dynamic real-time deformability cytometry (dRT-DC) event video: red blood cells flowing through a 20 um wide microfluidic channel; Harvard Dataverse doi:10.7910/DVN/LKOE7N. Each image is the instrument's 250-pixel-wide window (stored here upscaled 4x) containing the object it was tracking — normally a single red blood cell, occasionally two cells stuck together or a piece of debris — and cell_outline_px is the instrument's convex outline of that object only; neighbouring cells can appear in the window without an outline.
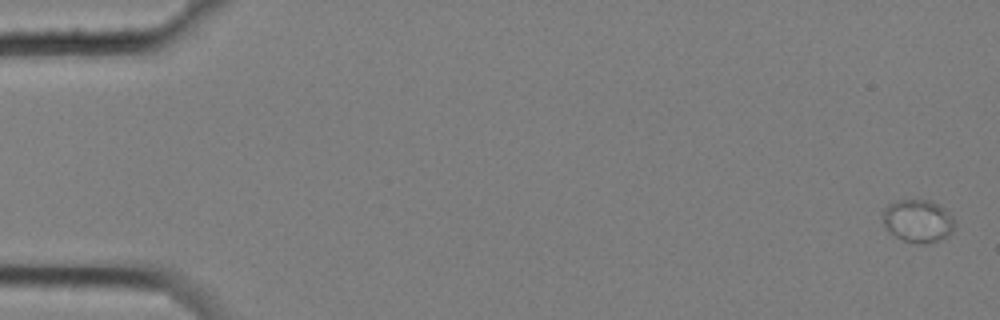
{"species": "common noctule bat (a hibernating species)", "species_latin": "Nyctalus noctula", "temperature_condition": "cold", "stored_images_in_passage": 4, "camera_frame_rate_fps": 3000, "um_per_image_px": 0.085, "animal": {"sex": "female", "body_mass_g": 25.1}, "frame": {"image": 1, "passage_image": 1, "time_ms": 0.0, "image_size_px": [1000, 320], "cell_outline_px": [[956, 220], [952, 232], [936, 240], [924, 244], [904, 240], [896, 236], [884, 224], [884, 208], [888, 204], [896, 200], [932, 200], [944, 208]], "centroid_in_image_um": [78.05, 18.74], "position_along_channel_um": 7.0, "area_um2": 17.57}}
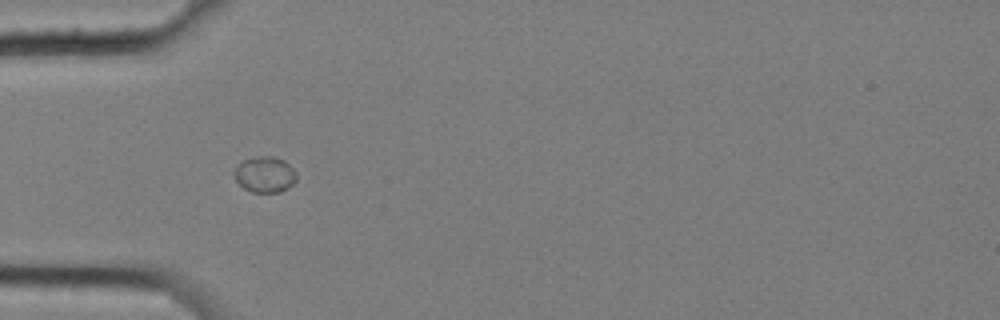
{"frame": {"image": 2, "passage_image": 3, "time_ms": 0.667, "image_size_px": [1000, 320], "cell_outline_px": [[296, 180], [288, 188], [280, 192], [252, 192], [244, 188], [236, 180], [232, 172], [244, 160], [260, 156], [272, 156], [284, 160], [296, 172]], "centroid_in_image_um": [22.52, 14.84], "position_along_channel_um": 62.5, "area_um2": 12.89}}